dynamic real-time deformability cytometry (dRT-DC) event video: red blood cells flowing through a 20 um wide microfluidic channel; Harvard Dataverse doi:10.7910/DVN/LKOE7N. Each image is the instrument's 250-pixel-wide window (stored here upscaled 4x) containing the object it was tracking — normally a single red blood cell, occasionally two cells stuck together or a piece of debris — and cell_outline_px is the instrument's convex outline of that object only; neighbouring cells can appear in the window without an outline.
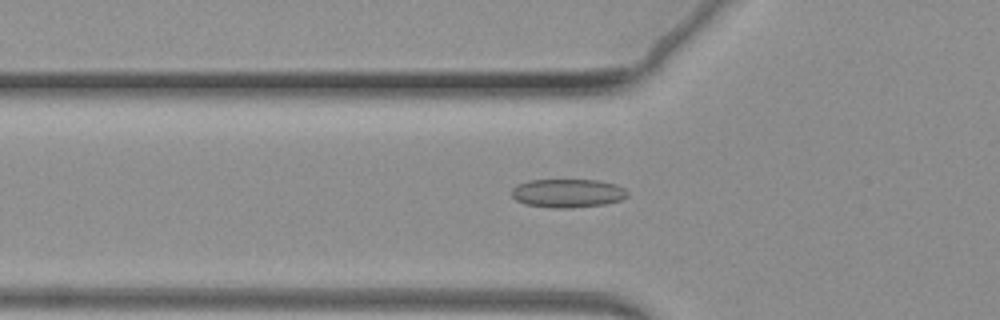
{"species": "common noctule bat (a hibernating species)", "species_latin": "Nyctalus noctula", "temperature_condition": "warm", "stored_images_in_passage": 66, "camera_frame_rate_fps": 3000, "um_per_image_px": 0.085, "animal": {"sex": "female", "body_mass_g": 19.3, "forearm_length_mm": 54.1}, "frame": {"image": 1, "passage_image": 25, "time_ms": 8.0, "image_size_px": [1000, 320], "cell_outline_px": [[628, 196], [624, 200], [604, 204], [572, 208], [552, 208], [524, 204], [516, 200], [512, 196], [512, 188], [516, 184], [528, 180], [596, 180], [616, 184], [624, 188], [628, 192]], "centroid_in_image_um": [48.26, 16.42], "position_along_channel_um": 77.5, "area_um2": 19.54}}
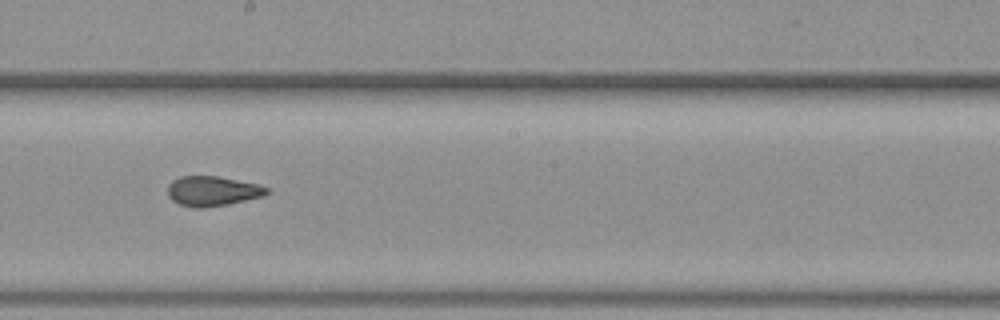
{"frame": {"image": 2, "passage_image": 40, "time_ms": 13.0, "image_size_px": [1000, 320], "cell_outline_px": [[268, 192], [264, 196], [228, 204], [204, 208], [192, 208], [180, 204], [172, 200], [168, 196], [168, 184], [172, 180], [180, 176], [216, 176], [260, 184], [268, 188]], "centroid_in_image_um": [18.05, 16.24], "position_along_channel_um": 230.2, "area_um2": 17.34}}
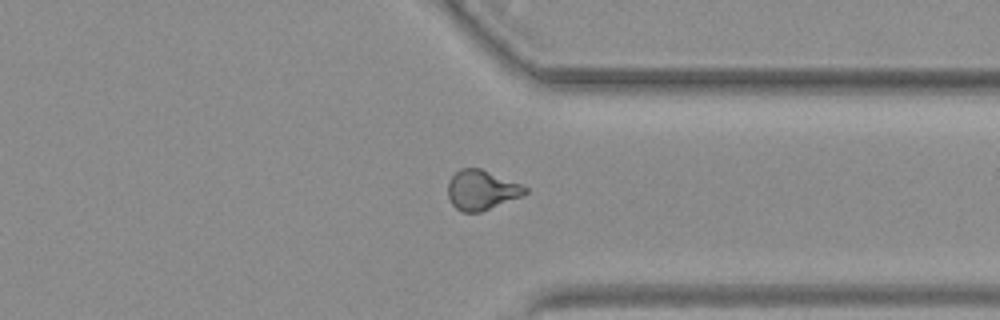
{"frame": {"image": 3, "passage_image": 54, "time_ms": 17.667, "image_size_px": [1000, 320], "cell_outline_px": [[528, 192], [520, 196], [480, 212], [464, 212], [456, 208], [452, 204], [448, 196], [448, 180], [460, 168], [480, 168], [520, 184], [528, 188]], "centroid_in_image_um": [40.9, 16.14], "position_along_channel_um": 370.5, "area_um2": 17.57}}